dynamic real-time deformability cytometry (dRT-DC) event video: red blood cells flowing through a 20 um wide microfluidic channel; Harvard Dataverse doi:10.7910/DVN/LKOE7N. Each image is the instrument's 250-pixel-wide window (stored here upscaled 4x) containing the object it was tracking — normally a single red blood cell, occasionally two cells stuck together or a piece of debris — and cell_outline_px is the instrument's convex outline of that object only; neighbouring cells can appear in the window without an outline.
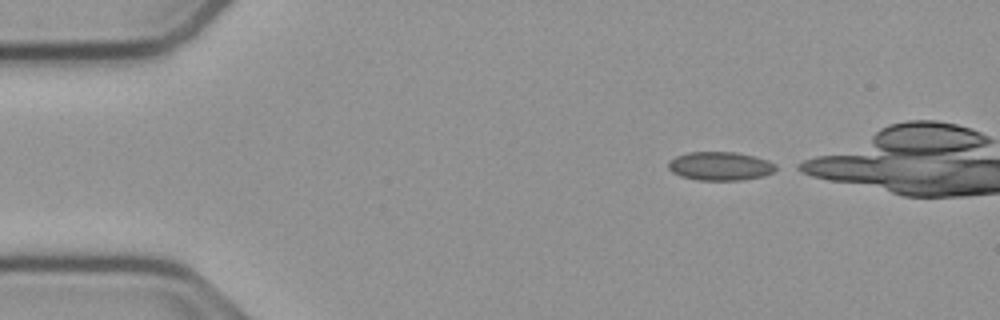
{"species": "common noctule bat (a hibernating species)", "species_latin": "Nyctalus noctula", "temperature_condition": "cold", "stored_images_in_passage": 37, "camera_frame_rate_fps": 3000, "um_per_image_px": 0.085, "animal": {"sex": "male", "body_mass_g": 23.1, "forearm_length_mm": 52.7}, "frame": {"image": 1, "passage_image": 1, "time_ms": 0.0, "image_size_px": [1000, 320], "cell_outline_px": [[780, 168], [764, 176], [740, 180], [696, 180], [680, 176], [672, 172], [668, 168], [668, 160], [676, 156], [688, 152], [736, 152], [756, 156], [768, 160], [776, 164]], "centroid_in_image_um": [61.23, 14.11], "position_along_channel_um": 23.8, "area_um2": 18.21}}
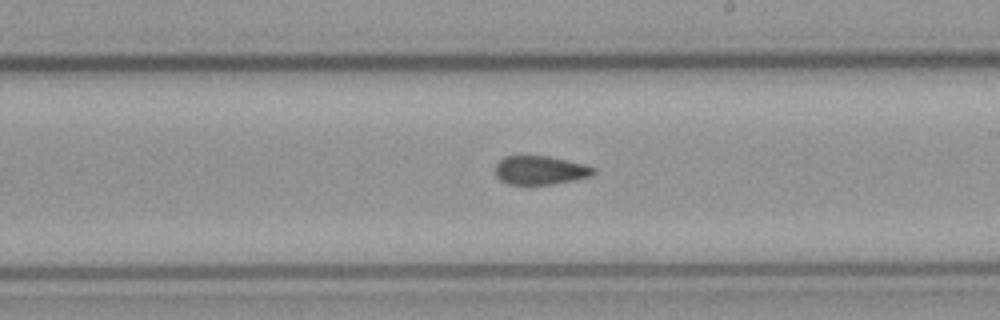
{"frame": {"image": 2, "passage_image": 24, "time_ms": 7.667, "image_size_px": [1000, 320], "cell_outline_px": [[596, 172], [588, 176], [572, 180], [548, 184], [508, 184], [500, 180], [496, 176], [496, 164], [504, 156], [548, 156], [584, 164], [596, 168]], "centroid_in_image_um": [45.89, 14.46], "position_along_channel_um": 243.1, "area_um2": 16.18}}
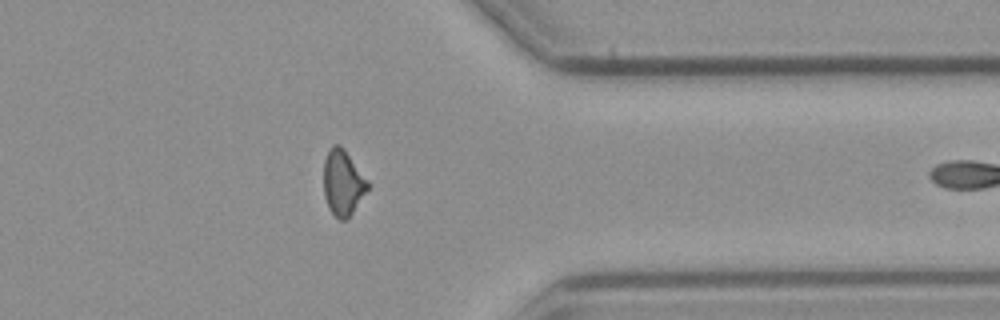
{"frame": {"image": 3, "passage_image": 36, "time_ms": 11.667, "image_size_px": [1000, 320], "cell_outline_px": [[368, 188], [348, 220], [340, 220], [328, 208], [324, 196], [324, 160], [328, 148], [332, 144], [340, 144], [344, 148], [368, 180]], "centroid_in_image_um": [29.13, 15.51], "position_along_channel_um": 382.3, "area_um2": 16.94}}